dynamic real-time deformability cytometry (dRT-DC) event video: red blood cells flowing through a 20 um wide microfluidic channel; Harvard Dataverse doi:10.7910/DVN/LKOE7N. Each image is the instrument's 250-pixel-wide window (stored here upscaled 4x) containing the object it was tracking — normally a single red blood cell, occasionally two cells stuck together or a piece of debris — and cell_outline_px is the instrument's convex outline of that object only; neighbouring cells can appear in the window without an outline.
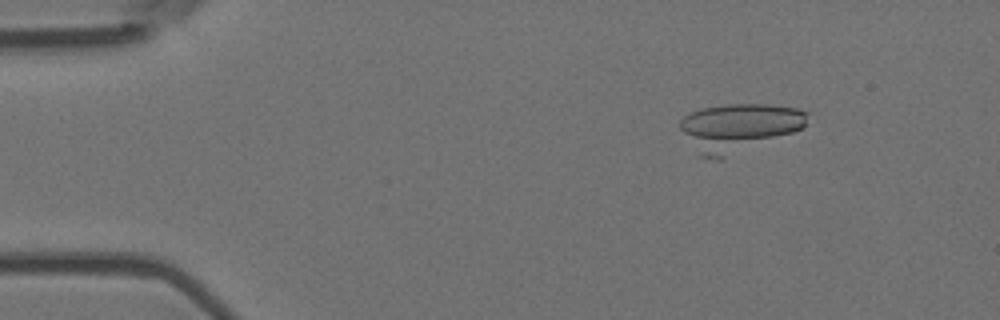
{"species": "Egyptian fruit bat (a non-hibernating species)", "species_latin": "Rousettus aegyptiacus", "temperature_condition": "room temperature", "stored_images_in_passage": 8, "camera_frame_rate_fps": 3000, "um_per_image_px": 0.085, "animal": {"sex": "female"}, "frame": {"image": 1, "passage_image": 2, "time_ms": 0.333, "image_size_px": [1000, 320], "cell_outline_px": [[808, 112], [804, 128], [720, 160], [716, 160], [696, 156], [680, 128], [680, 120], [684, 116], [700, 108], [728, 104], [768, 104], [800, 108]], "centroid_in_image_um": [62.76, 10.85], "position_along_channel_um": 22.2, "area_um2": 36.01}}
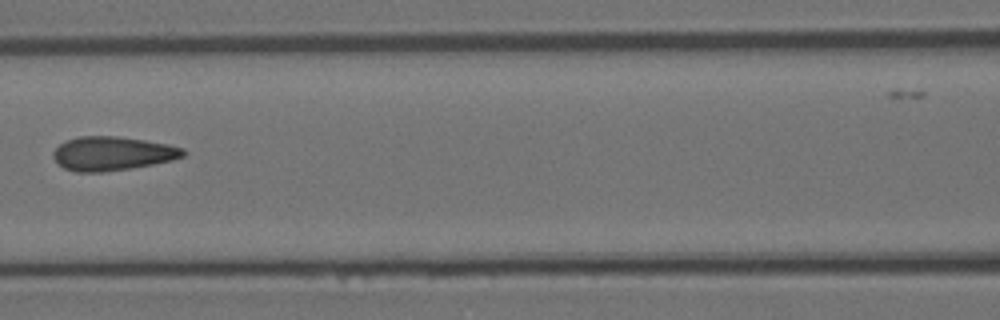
{"frame": {"image": 2, "passage_image": 7, "time_ms": 2.0, "image_size_px": [1000, 320], "cell_outline_px": [[184, 156], [172, 160], [132, 168], [100, 172], [76, 172], [64, 168], [52, 156], [52, 152], [60, 144], [68, 140], [80, 136], [116, 136], [144, 140], [168, 144], [184, 148]], "centroid_in_image_um": [9.55, 13.05], "position_along_channel_um": 157.1, "area_um2": 25.49}}